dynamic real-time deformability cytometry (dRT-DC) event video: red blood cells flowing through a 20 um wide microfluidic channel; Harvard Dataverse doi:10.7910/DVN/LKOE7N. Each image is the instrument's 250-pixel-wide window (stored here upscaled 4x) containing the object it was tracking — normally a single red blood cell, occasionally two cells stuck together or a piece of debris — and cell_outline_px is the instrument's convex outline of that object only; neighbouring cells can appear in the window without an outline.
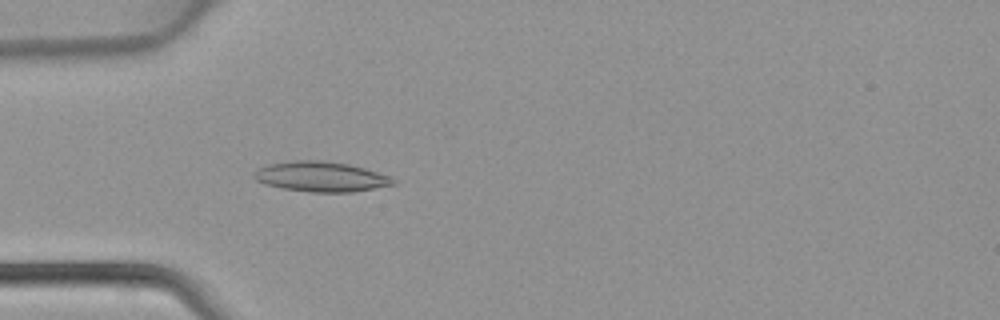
{"species": "common noctule bat (a hibernating species)", "species_latin": "Nyctalus noctula", "temperature_condition": "warm", "stored_images_in_passage": 3, "camera_frame_rate_fps": 3000, "um_per_image_px": 0.085, "animal": {"sex": "female", "body_mass_g": 22.7, "forearm_length_mm": 54.2}, "frame": {"image": 1, "passage_image": 3, "time_ms": 0.667, "image_size_px": [1000, 320], "cell_outline_px": [[396, 184], [352, 192], [312, 192], [284, 188], [264, 184], [256, 180], [252, 176], [252, 172], [256, 168], [268, 164], [292, 160], [320, 160], [348, 164], [364, 168], [392, 176], [396, 180]], "centroid_in_image_um": [27.26, 15.01], "position_along_channel_um": 57.7, "area_um2": 24.57}}